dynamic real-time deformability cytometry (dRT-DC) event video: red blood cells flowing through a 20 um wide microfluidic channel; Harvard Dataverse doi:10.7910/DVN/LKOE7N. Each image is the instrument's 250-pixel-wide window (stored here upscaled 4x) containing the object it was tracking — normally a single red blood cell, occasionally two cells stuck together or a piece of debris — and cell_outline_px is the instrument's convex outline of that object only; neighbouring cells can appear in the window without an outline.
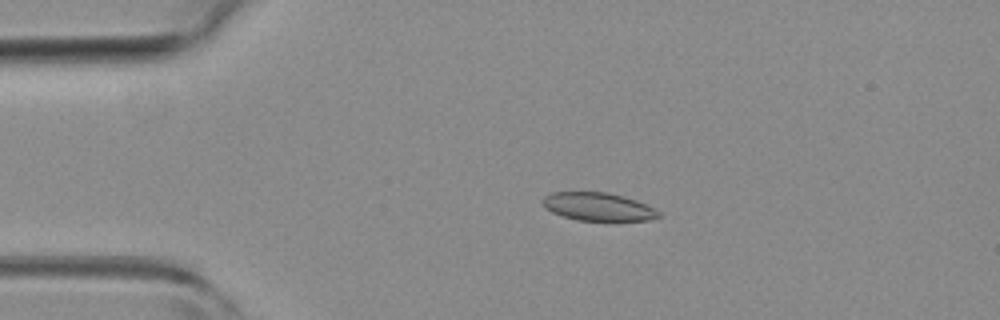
{"species": "common noctule bat (a hibernating species)", "species_latin": "Nyctalus noctula", "temperature_condition": "room temperature", "stored_images_in_passage": 15, "camera_frame_rate_fps": 3000, "um_per_image_px": 0.085, "animal": {"sex": "female", "body_mass_g": 19.3, "forearm_length_mm": 54.1}, "frame": {"image": 1, "passage_image": 11, "time_ms": 3.333, "image_size_px": [1000, 320], "cell_outline_px": [[660, 216], [648, 220], [576, 220], [552, 212], [544, 208], [540, 200], [544, 196], [552, 192], [608, 192], [624, 196], [636, 200], [656, 208], [660, 212]], "centroid_in_image_um": [50.82, 17.55], "position_along_channel_um": 34.2, "area_um2": 19.07}}